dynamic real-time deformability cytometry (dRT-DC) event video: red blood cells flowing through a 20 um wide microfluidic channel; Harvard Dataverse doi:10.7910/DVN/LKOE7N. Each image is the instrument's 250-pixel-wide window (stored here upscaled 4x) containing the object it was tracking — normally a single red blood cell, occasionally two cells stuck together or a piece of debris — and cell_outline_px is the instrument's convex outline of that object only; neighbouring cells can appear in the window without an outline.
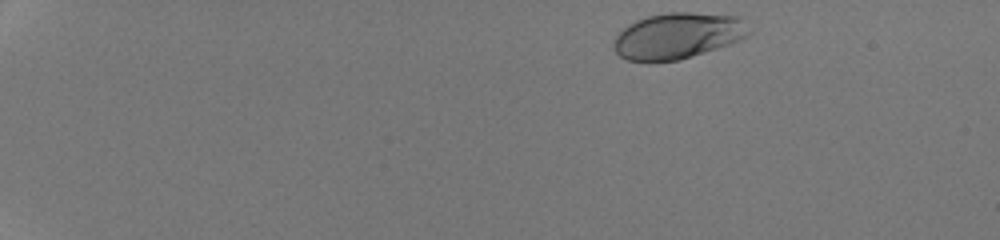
{"species": "human", "species_latin": "Homo sapiens", "temperature_condition": "room temperature", "stored_images_in_passage": 44, "camera_frame_rate_fps": 3000, "um_per_image_px": 0.085, "donor": {"sex": "male"}, "frame": {"image": 1, "passage_image": 1, "time_ms": 0.0, "image_size_px": [1000, 240], "cell_outline_px": [[752, 32], [748, 36], [740, 40], [680, 60], [628, 60], [620, 56], [612, 48], [612, 40], [628, 24], [636, 20], [648, 16], [668, 12], [692, 12], [736, 16]], "centroid_in_image_um": [57.58, 3.03], "position_along_channel_um": 27.4, "area_um2": 35.89}}
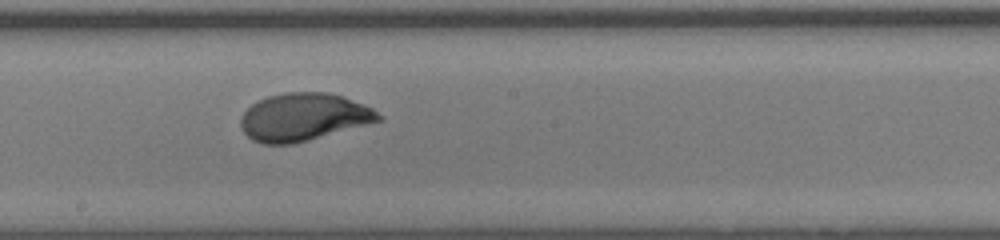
{"frame": {"image": 2, "passage_image": 25, "time_ms": 8.0, "image_size_px": [1000, 240], "cell_outline_px": [[384, 120], [292, 144], [264, 144], [252, 140], [244, 132], [240, 124], [240, 120], [244, 112], [252, 104], [268, 96], [284, 92], [328, 92], [344, 96], [364, 104], [372, 108], [384, 116]], "centroid_in_image_um": [25.84, 9.94], "position_along_channel_um": 222.4, "area_um2": 38.32}}
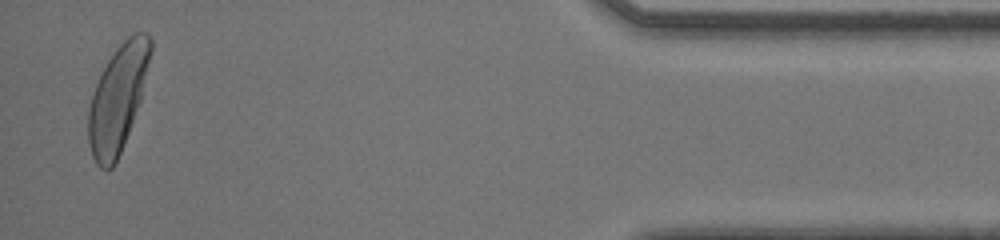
{"frame": {"image": 3, "passage_image": 43, "time_ms": 14.0, "image_size_px": [1000, 240], "cell_outline_px": [[152, 52], [140, 100], [128, 132], [120, 152], [112, 168], [108, 172], [100, 168], [96, 164], [92, 156], [88, 144], [88, 108], [96, 84], [108, 60], [116, 48], [132, 32], [148, 32], [152, 40]], "centroid_in_image_um": [10.01, 8.35], "position_along_channel_um": 425.2, "area_um2": 38.32}, "authors_computed_cell_mechanics": {"area_um2": 37.281, "velocity_mm_per_s": 4.2779, "shape_relaxation_time_tau1_ms": 2.6898, "shape_relaxation_time_tau2_ms": null, "deformation_change_tau1": 0.1609, "deformation_change_tau2": null}}